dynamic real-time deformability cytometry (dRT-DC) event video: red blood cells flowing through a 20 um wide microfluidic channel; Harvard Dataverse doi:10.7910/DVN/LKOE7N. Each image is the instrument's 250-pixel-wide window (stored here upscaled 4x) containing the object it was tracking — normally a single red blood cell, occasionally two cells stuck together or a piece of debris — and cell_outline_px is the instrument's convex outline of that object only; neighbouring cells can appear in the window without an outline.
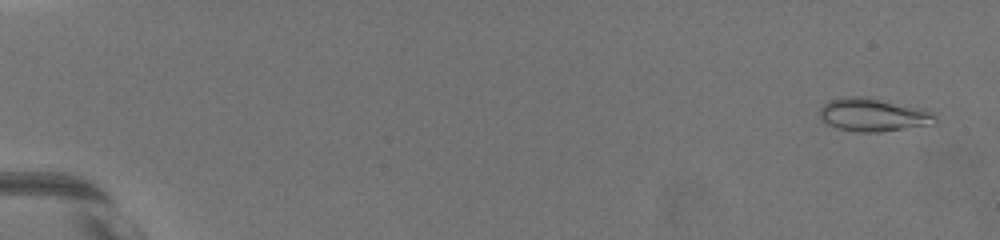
{"species": "common noctule bat (a hibernating species)", "species_latin": "Nyctalus noctula", "temperature_condition": "warm", "stored_images_in_passage": 51, "camera_frame_rate_fps": 3000, "um_per_image_px": 0.085, "animal": {"sex": "female", "body_mass_g": 19.5, "forearm_length_mm": 54.1}, "frame": {"image": 1, "passage_image": 2, "time_ms": 0.333, "image_size_px": [1000, 240], "cell_outline_px": [[936, 124], [880, 132], [856, 132], [824, 124], [820, 120], [820, 108], [828, 100], [844, 96], [868, 96], [928, 108], [936, 112]], "centroid_in_image_um": [74.29, 9.74], "position_along_channel_um": 10.7, "area_um2": 23.24}}
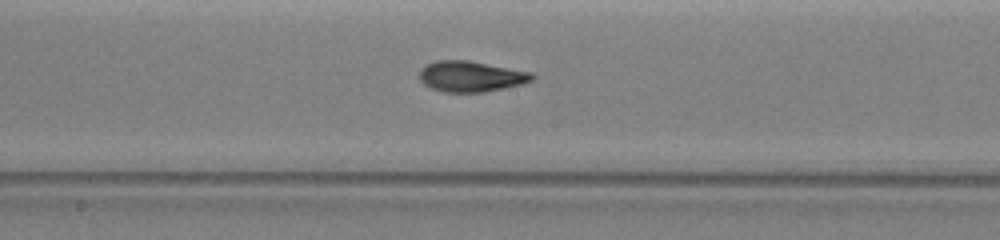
{"frame": {"image": 2, "passage_image": 26, "time_ms": 10.667, "image_size_px": [1000, 240], "cell_outline_px": [[536, 76], [532, 80], [520, 84], [504, 88], [484, 92], [444, 92], [432, 88], [424, 84], [420, 80], [420, 68], [436, 60], [468, 60], [532, 72]], "centroid_in_image_um": [40.03, 6.49], "position_along_channel_um": 208.2, "area_um2": 20.11}}
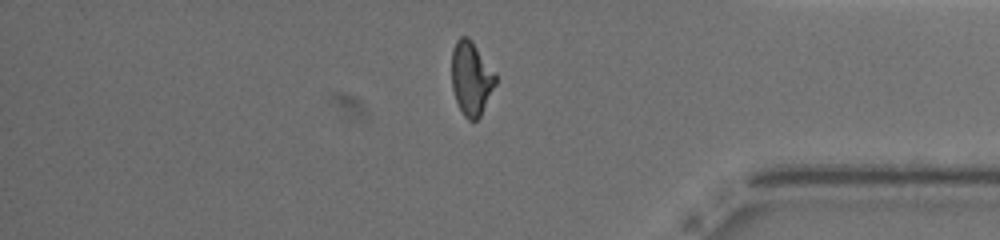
{"frame": {"image": 3, "passage_image": 44, "time_ms": 16.333, "image_size_px": [1000, 240], "cell_outline_px": [[496, 84], [480, 116], [476, 120], [468, 120], [464, 116], [456, 100], [452, 88], [452, 48], [456, 40], [460, 36], [468, 36], [472, 40], [496, 76]], "centroid_in_image_um": [40.03, 6.64], "position_along_channel_um": 395.2, "area_um2": 18.67}}